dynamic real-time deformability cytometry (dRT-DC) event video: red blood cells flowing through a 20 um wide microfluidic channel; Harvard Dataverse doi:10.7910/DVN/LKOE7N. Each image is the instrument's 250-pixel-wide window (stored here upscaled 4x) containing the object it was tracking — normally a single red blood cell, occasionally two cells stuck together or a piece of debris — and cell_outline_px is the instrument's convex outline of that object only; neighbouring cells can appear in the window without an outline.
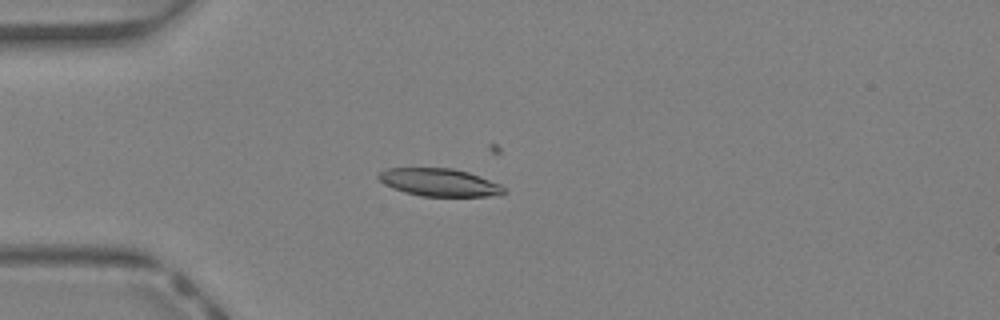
{"species": "Egyptian fruit bat (a non-hibernating species)", "species_latin": "Rousettus aegyptiacus", "temperature_condition": "warm", "stored_images_in_passage": 27, "camera_frame_rate_fps": 3000, "um_per_image_px": 0.085, "animal": {"sex": "female"}, "frame": {"image": 1, "passage_image": 13, "time_ms": 4.0, "image_size_px": [1000, 320], "cell_outline_px": [[504, 192], [500, 196], [420, 196], [404, 192], [392, 188], [384, 184], [376, 176], [380, 172], [388, 168], [452, 168], [468, 172], [480, 176], [500, 184], [504, 188]], "centroid_in_image_um": [37.34, 15.5], "position_along_channel_um": 47.7, "area_um2": 20.29}}
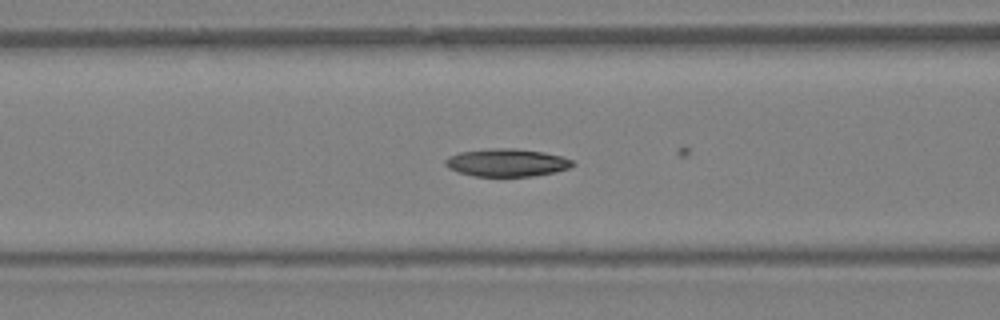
{"frame": {"image": 2, "passage_image": 19, "time_ms": 6.0, "image_size_px": [1000, 320], "cell_outline_px": [[576, 164], [568, 168], [552, 172], [532, 176], [472, 176], [448, 168], [444, 164], [444, 160], [448, 156], [460, 152], [488, 148], [516, 148], [544, 152], [560, 156], [572, 160]], "centroid_in_image_um": [43.04, 13.81], "position_along_channel_um": 123.6, "area_um2": 20.58}}
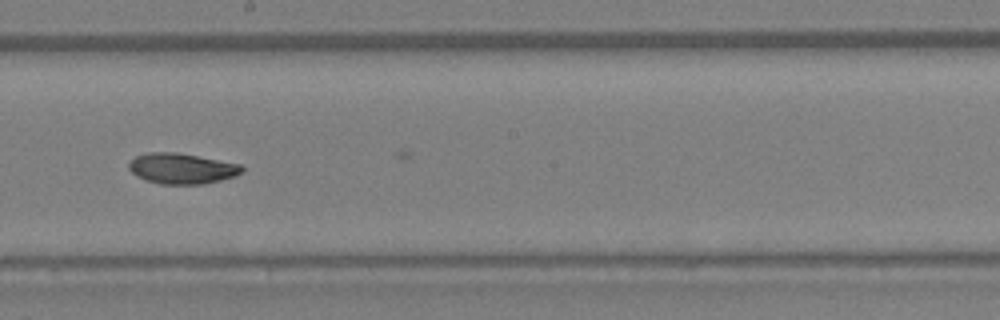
{"frame": {"image": 3, "passage_image": 26, "time_ms": 8.333, "image_size_px": [1000, 320], "cell_outline_px": [[244, 168], [236, 176], [204, 184], [160, 184], [136, 176], [128, 168], [128, 164], [136, 156], [148, 152], [176, 152], [244, 164]], "centroid_in_image_um": [15.48, 14.31], "position_along_channel_um": 232.7, "area_um2": 20.23}}